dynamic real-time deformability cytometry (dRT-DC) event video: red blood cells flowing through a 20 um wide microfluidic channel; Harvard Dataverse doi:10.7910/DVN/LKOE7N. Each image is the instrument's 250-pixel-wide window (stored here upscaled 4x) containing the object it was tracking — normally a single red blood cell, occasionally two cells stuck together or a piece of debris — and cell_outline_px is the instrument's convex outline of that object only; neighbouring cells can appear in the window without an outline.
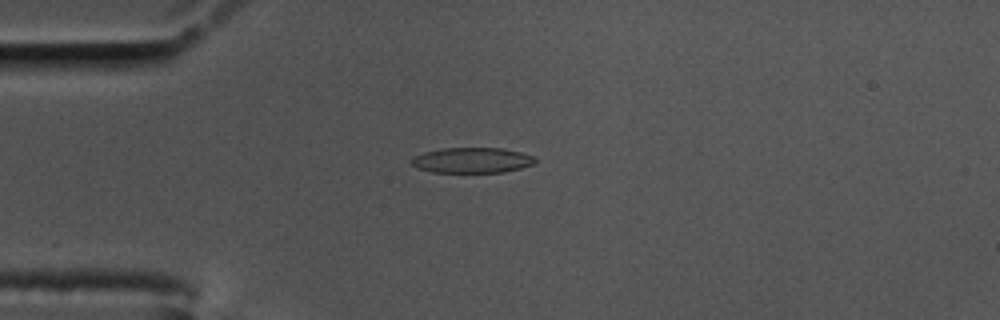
{"species": "common noctule bat (a hibernating species)", "species_latin": "Nyctalus noctula", "temperature_condition": "cold", "stored_images_in_passage": 50, "camera_frame_rate_fps": 3000, "um_per_image_px": 0.085, "animal": {"sex": "male", "body_mass_g": 17.5, "forearm_length_mm": 52.3}, "frame": {"image": 1, "passage_image": 7, "time_ms": 2.0, "image_size_px": [1000, 320], "cell_outline_px": [[536, 160], [532, 164], [520, 168], [504, 172], [432, 172], [420, 168], [412, 164], [412, 160], [416, 156], [424, 152], [444, 148], [500, 148], [520, 152], [532, 156]], "centroid_in_image_um": [40.14, 13.62], "position_along_channel_um": 44.9, "area_um2": 17.92}}
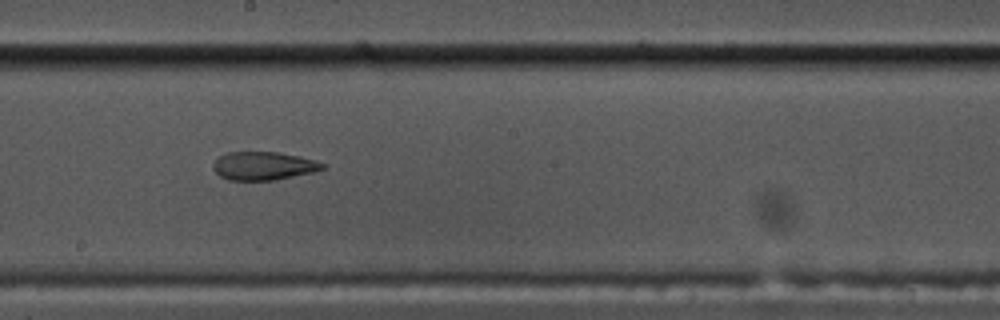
{"frame": {"image": 2, "passage_image": 24, "time_ms": 7.667, "image_size_px": [1000, 320], "cell_outline_px": [[324, 168], [312, 172], [272, 180], [228, 180], [220, 176], [212, 168], [212, 164], [220, 156], [228, 152], [276, 152], [300, 156], [324, 164]], "centroid_in_image_um": [22.34, 14.1], "position_along_channel_um": 225.9, "area_um2": 17.74}}
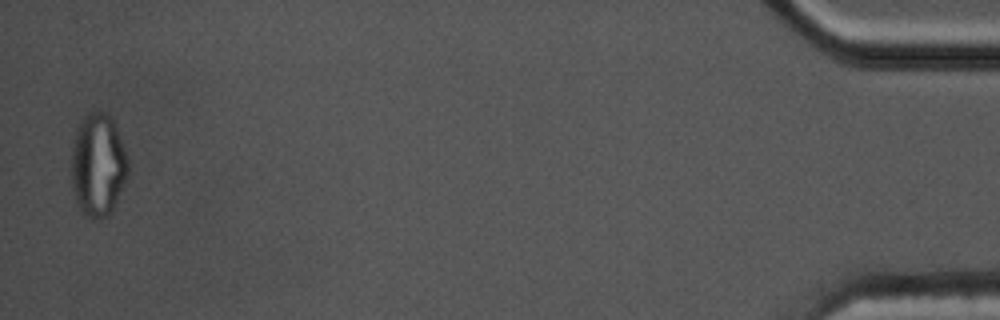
{"frame": {"image": 3, "passage_image": 49, "time_ms": 16.0, "image_size_px": [1000, 320], "cell_outline_px": [[128, 176], [112, 212], [108, 216], [84, 216], [76, 200], [72, 184], [72, 152], [76, 132], [84, 116], [92, 112], [104, 112], [112, 116], [124, 148], [128, 160]], "centroid_in_image_um": [8.36, 14.02], "position_along_channel_um": 426.8, "area_um2": 33.58}, "authors_computed_cell_mechanics": {"area_um2": 19.1607, "velocity_mm_per_s": 3.5038, "shape_relaxation_time_tau1_ms": null, "shape_relaxation_time_tau2_ms": 1.7411, "deformation_change_tau1": null, "deformation_change_tau2": 0.0759}}